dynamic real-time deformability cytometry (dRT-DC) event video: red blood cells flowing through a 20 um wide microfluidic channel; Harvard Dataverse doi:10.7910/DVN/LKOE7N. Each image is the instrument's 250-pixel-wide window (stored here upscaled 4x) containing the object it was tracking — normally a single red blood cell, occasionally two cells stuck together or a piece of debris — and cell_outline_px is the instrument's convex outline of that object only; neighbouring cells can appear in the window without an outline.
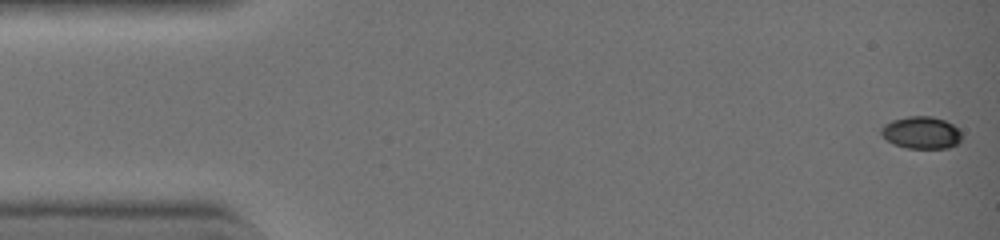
{"species": "common noctule bat (a hibernating species)", "species_latin": "Nyctalus noctula", "temperature_condition": "warm", "stored_images_in_passage": 10, "camera_frame_rate_fps": 3000, "um_per_image_px": 0.085, "animal": {"sex": "female", "body_mass_g": 19.0, "forearm_length_mm": 51.5}, "frame": {"image": 1, "passage_image": 1, "time_ms": 0.0, "image_size_px": [1000, 240], "cell_outline_px": [[960, 140], [956, 144], [948, 148], [908, 148], [896, 144], [888, 140], [880, 132], [880, 128], [884, 124], [892, 120], [908, 116], [932, 116], [944, 120], [952, 124], [960, 132]], "centroid_in_image_um": [78.3, 11.26], "position_along_channel_um": 6.7, "area_um2": 14.91}}
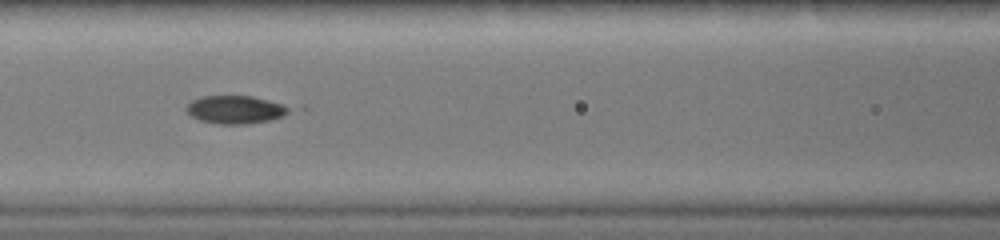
{"frame": {"image": 2, "passage_image": 8, "time_ms": 2.333, "image_size_px": [1000, 240], "cell_outline_px": [[288, 112], [284, 116], [272, 120], [248, 124], [216, 124], [200, 120], [192, 116], [184, 108], [192, 100], [204, 96], [252, 96], [268, 100], [280, 104], [288, 108]], "centroid_in_image_um": [19.98, 9.33], "position_along_channel_um": 146.6, "area_um2": 16.65}}
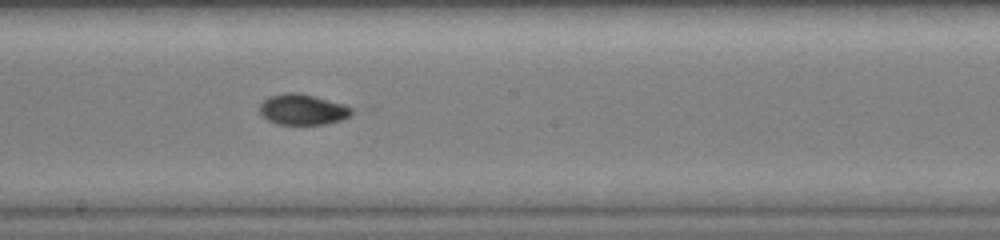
{"frame": {"image": 3, "passage_image": 10, "time_ms": 3.0, "image_size_px": [1000, 240], "cell_outline_px": [[352, 112], [348, 116], [340, 120], [328, 124], [276, 124], [268, 120], [260, 112], [260, 104], [268, 96], [284, 92], [300, 92], [344, 104], [352, 108]], "centroid_in_image_um": [25.71, 9.29], "position_along_channel_um": 222.5, "area_um2": 16.47}}